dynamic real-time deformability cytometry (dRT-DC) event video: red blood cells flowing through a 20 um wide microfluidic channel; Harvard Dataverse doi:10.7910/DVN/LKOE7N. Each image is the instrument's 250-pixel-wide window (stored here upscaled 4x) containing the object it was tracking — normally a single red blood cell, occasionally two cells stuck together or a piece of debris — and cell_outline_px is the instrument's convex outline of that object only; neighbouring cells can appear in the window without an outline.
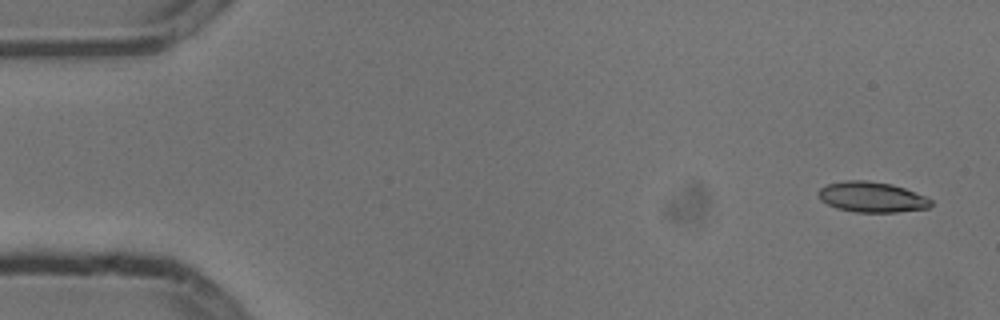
{"species": "common noctule bat (a hibernating species)", "species_latin": "Nyctalus noctula", "temperature_condition": "cold", "stored_images_in_passage": 4, "camera_frame_rate_fps": 3000, "um_per_image_px": 0.085, "animal": {"sex": "male", "body_mass_g": 13.3}, "frame": {"image": 1, "passage_image": 1, "time_ms": 0.0, "image_size_px": [1000, 320], "cell_outline_px": [[932, 204], [928, 208], [896, 212], [856, 212], [836, 208], [820, 200], [820, 188], [828, 184], [844, 180], [868, 180], [892, 184], [904, 188], [924, 196], [932, 200]], "centroid_in_image_um": [74.11, 16.74], "position_along_channel_um": 10.9, "area_um2": 19.83}}
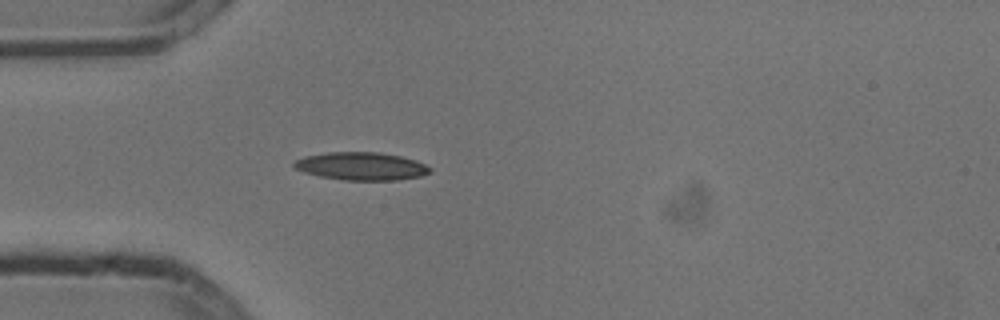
{"frame": {"image": 2, "passage_image": 4, "time_ms": 1.0, "image_size_px": [1000, 320], "cell_outline_px": [[432, 172], [420, 176], [396, 180], [344, 180], [320, 176], [304, 172], [296, 168], [292, 164], [296, 160], [304, 156], [328, 152], [380, 152], [400, 156], [416, 160], [432, 168]], "centroid_in_image_um": [30.73, 14.12], "position_along_channel_um": 54.3, "area_um2": 22.08}}